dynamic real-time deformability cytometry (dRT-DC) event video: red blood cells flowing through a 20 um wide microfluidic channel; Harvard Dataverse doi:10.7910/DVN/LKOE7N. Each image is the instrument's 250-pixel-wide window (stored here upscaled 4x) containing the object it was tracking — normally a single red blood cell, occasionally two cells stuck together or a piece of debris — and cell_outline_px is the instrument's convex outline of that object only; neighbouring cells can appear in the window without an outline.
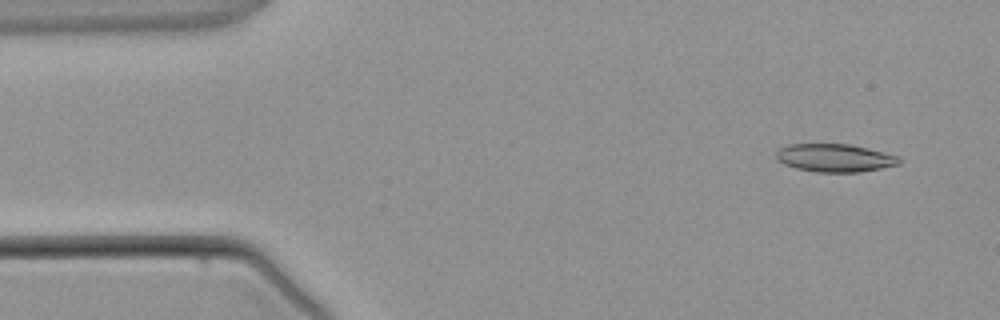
{"species": "common noctule bat (a hibernating species)", "species_latin": "Nyctalus noctula", "temperature_condition": "warm", "stored_images_in_passage": 3, "camera_frame_rate_fps": 3000, "um_per_image_px": 0.085, "animal": {"sex": "male", "body_mass_g": 21.5, "forearm_length_mm": 52.0}, "frame": {"image": 1, "passage_image": 1, "time_ms": 0.0, "image_size_px": [1000, 320], "cell_outline_px": [[900, 164], [860, 172], [816, 172], [796, 168], [784, 164], [776, 160], [776, 152], [780, 148], [788, 144], [848, 144], [868, 148], [900, 156]], "centroid_in_image_um": [70.95, 13.42], "position_along_channel_um": 14.1, "area_um2": 20.11}}
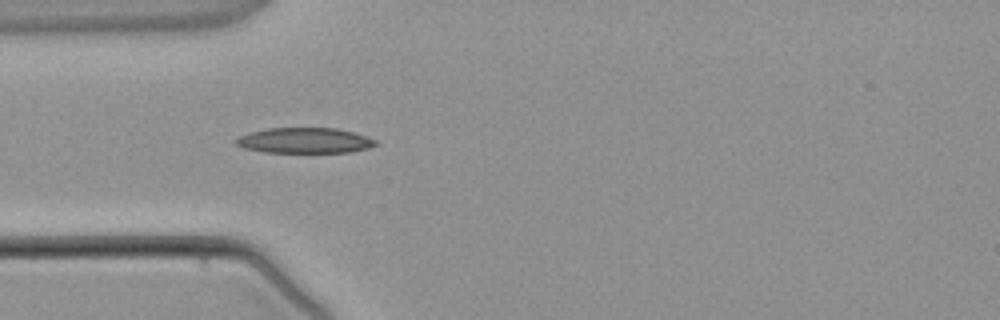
{"frame": {"image": 2, "passage_image": 3, "time_ms": 3.0, "image_size_px": [1000, 320], "cell_outline_px": [[380, 144], [368, 148], [352, 152], [264, 152], [244, 148], [236, 144], [236, 140], [240, 136], [248, 132], [268, 128], [336, 128], [352, 132], [376, 140]], "centroid_in_image_um": [25.91, 11.94], "position_along_channel_um": 59.1, "area_um2": 20.63}}